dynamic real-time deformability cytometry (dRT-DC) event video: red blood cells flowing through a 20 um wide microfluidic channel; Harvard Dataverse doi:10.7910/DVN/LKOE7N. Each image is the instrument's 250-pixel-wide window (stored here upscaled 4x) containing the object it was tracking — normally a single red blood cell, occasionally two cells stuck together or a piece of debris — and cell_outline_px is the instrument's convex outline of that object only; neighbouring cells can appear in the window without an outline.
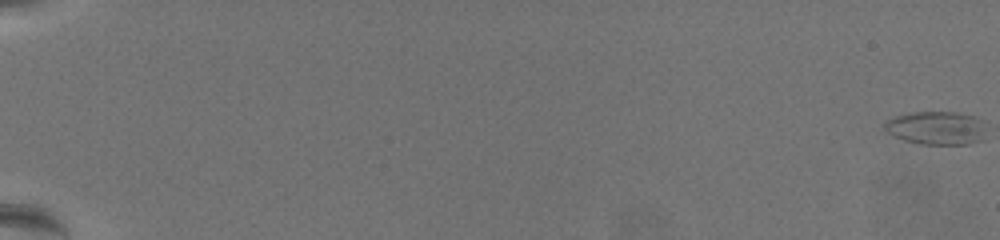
{"species": "common noctule bat (a hibernating species)", "species_latin": "Nyctalus noctula", "temperature_condition": "warm", "stored_images_in_passage": 67, "camera_frame_rate_fps": 3000, "um_per_image_px": 0.085, "animal": {"sex": "female", "body_mass_g": 19.5, "forearm_length_mm": 54.1}, "frame": {"image": 1, "passage_image": 1, "time_ms": 0.0, "image_size_px": [1000, 240], "cell_outline_px": [[980, 140], [968, 144], [920, 144], [904, 140], [892, 136], [884, 128], [884, 124], [888, 120], [896, 116], [912, 112], [956, 112], [976, 116], [980, 120]], "centroid_in_image_um": [79.49, 10.87], "position_along_channel_um": 5.5, "area_um2": 19.25}}
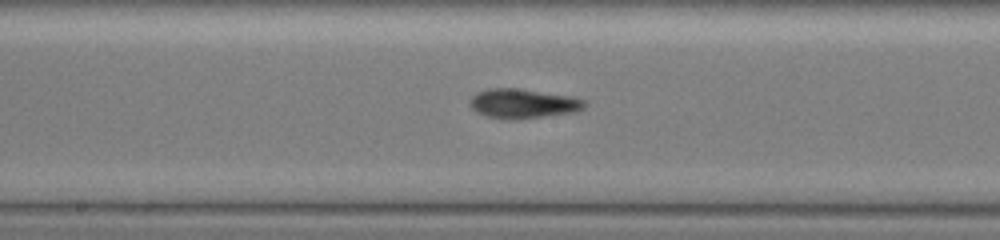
{"frame": {"image": 2, "passage_image": 40, "time_ms": 13.0, "image_size_px": [1000, 240], "cell_outline_px": [[588, 104], [584, 108], [576, 112], [544, 116], [504, 120], [488, 116], [476, 112], [468, 104], [472, 96], [476, 92], [488, 88], [516, 88], [572, 96], [584, 100]], "centroid_in_image_um": [44.45, 8.8], "position_along_channel_um": 203.8, "area_um2": 19.77}}
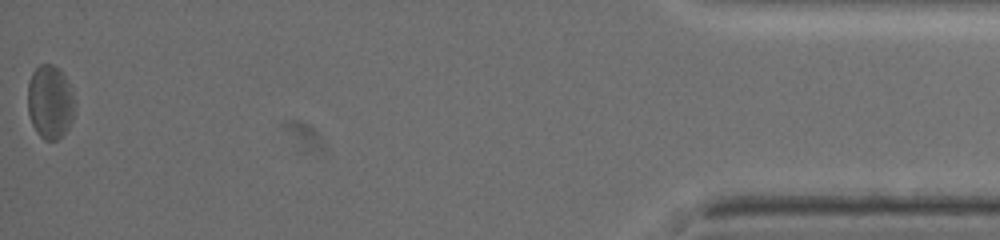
{"frame": {"image": 3, "passage_image": 67, "time_ms": 22.0, "image_size_px": [1000, 240], "cell_outline_px": [[72, 120], [68, 128], [56, 140], [44, 140], [36, 132], [32, 124], [28, 112], [28, 84], [32, 72], [40, 64], [52, 64], [64, 76], [72, 92]], "centroid_in_image_um": [4.2, 8.68], "position_along_channel_um": 431.0, "area_um2": 19.65}, "authors_computed_cell_mechanics": {"area_um2": 18.9006, "velocity_mm_per_s": 3.4036, "shape_relaxation_time_tau1_ms": null, "shape_relaxation_time_tau2_ms": 5.2489, "deformation_change_tau1": null, "deformation_change_tau2": 0.1551}}